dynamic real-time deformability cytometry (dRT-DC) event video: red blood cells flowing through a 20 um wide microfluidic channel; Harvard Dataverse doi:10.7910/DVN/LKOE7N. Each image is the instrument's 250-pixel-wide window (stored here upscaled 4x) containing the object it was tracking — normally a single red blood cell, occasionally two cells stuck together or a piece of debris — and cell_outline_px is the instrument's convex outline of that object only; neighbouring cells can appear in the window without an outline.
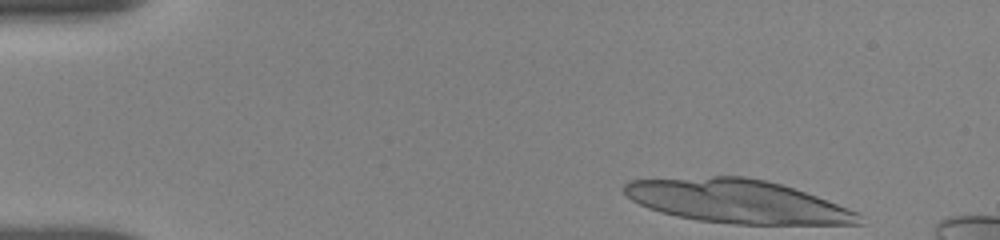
{"species": "human", "species_latin": "Homo sapiens", "temperature_condition": "room temperature", "stored_images_in_passage": 7, "camera_frame_rate_fps": 3000, "um_per_image_px": 0.085, "donor": {"sex": "female"}, "frame": {"image": 1, "passage_image": 1, "time_ms": 0.0, "image_size_px": [1000, 240], "cell_outline_px": [[864, 224], [732, 224], [696, 220], [676, 216], [660, 212], [648, 208], [632, 200], [624, 192], [624, 184], [628, 180], [712, 176], [744, 176], [764, 180], [780, 184], [816, 196], [848, 208], [864, 216]], "centroid_in_image_um": [62.66, 17.12], "position_along_channel_um": 22.3, "area_um2": 59.36}}
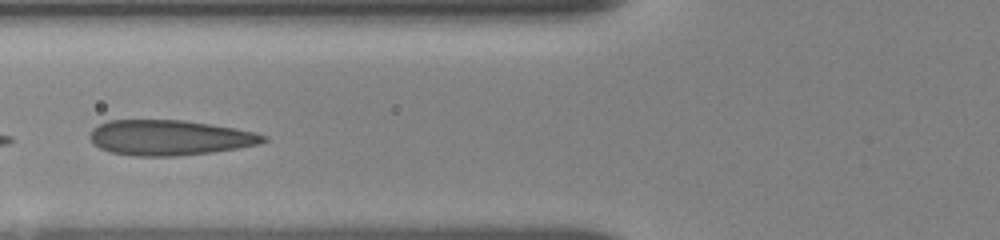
{"frame": {"image": 2, "passage_image": 6, "time_ms": 5.0, "image_size_px": [1000, 240], "cell_outline_px": [[268, 140], [260, 144], [212, 152], [176, 156], [136, 156], [108, 152], [92, 144], [88, 136], [92, 128], [108, 120], [184, 120], [256, 132], [268, 136]], "centroid_in_image_um": [14.38, 11.7], "position_along_channel_um": 111.4, "area_um2": 35.78}}
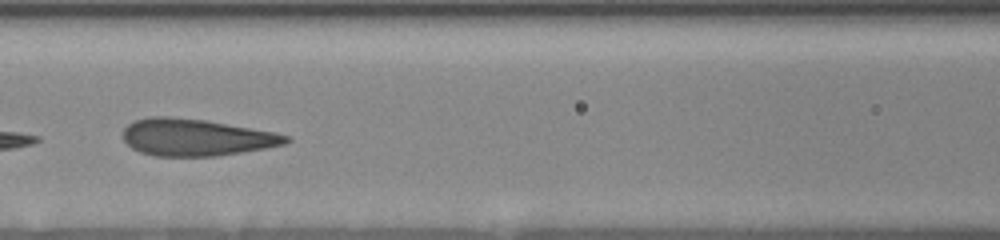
{"frame": {"image": 3, "passage_image": 7, "time_ms": 6.0, "image_size_px": [1000, 240], "cell_outline_px": [[292, 140], [284, 144], [264, 148], [216, 156], [156, 156], [140, 152], [132, 148], [124, 140], [124, 128], [128, 124], [136, 120], [148, 116], [168, 116], [204, 120], [276, 132], [292, 136]], "centroid_in_image_um": [16.68, 11.67], "position_along_channel_um": 149.9, "area_um2": 35.03}}